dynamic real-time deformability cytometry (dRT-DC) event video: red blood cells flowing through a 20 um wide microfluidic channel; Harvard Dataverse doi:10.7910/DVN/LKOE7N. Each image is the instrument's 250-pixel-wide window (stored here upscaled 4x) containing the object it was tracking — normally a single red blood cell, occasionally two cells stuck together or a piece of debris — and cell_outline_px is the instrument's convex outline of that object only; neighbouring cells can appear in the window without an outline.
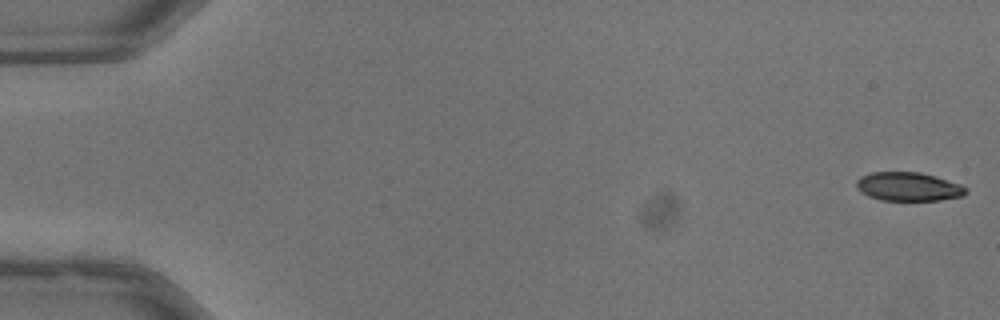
{"species": "common noctule bat (a hibernating species)", "species_latin": "Nyctalus noctula", "temperature_condition": "warm", "stored_images_in_passage": 15, "camera_frame_rate_fps": 3000, "um_per_image_px": 0.085, "animal": {"sex": "male", "body_mass_g": 13.3}, "frame": {"image": 1, "passage_image": 1, "time_ms": 0.0, "image_size_px": [1000, 320], "cell_outline_px": [[968, 192], [964, 196], [940, 200], [880, 200], [868, 196], [860, 192], [856, 188], [856, 180], [860, 176], [872, 172], [920, 172], [936, 176], [960, 184], [968, 188]], "centroid_in_image_um": [77.21, 15.86], "position_along_channel_um": 7.8, "area_um2": 18.55}}
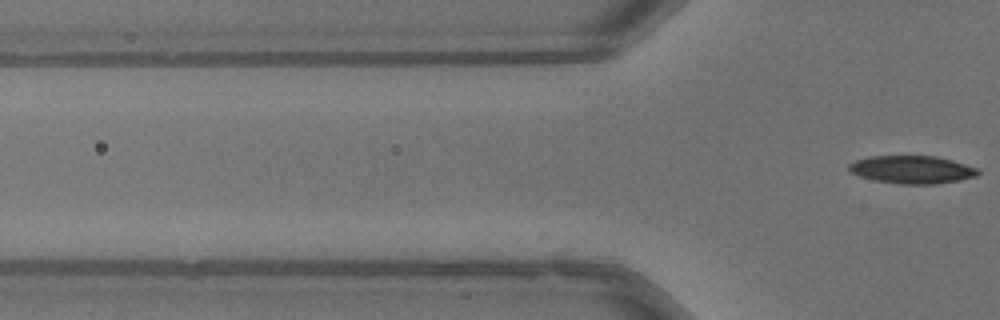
{"frame": {"image": 2, "passage_image": 15, "time_ms": 4.667, "image_size_px": [1000, 320], "cell_outline_px": [[980, 172], [976, 176], [936, 184], [900, 184], [876, 180], [860, 176], [848, 172], [848, 164], [856, 160], [872, 156], [936, 156], [952, 160], [976, 168]], "centroid_in_image_um": [77.48, 14.41], "position_along_channel_um": 48.3, "area_um2": 20.75}}